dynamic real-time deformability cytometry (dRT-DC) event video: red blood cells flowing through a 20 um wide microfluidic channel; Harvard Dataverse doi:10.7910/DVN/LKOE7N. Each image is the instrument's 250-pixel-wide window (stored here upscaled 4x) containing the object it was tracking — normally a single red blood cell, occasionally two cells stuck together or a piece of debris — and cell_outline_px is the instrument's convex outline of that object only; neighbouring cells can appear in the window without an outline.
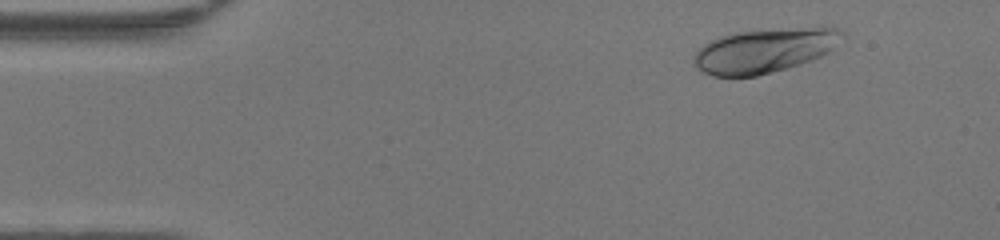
{"species": "human", "species_latin": "Homo sapiens", "temperature_condition": "warm", "stored_images_in_passage": 46, "camera_frame_rate_fps": 3000, "um_per_image_px": 0.085, "donor": {"sex": "female"}, "frame": {"image": 1, "passage_image": 4, "time_ms": 1.0, "image_size_px": [1000, 240], "cell_outline_px": [[844, 32], [832, 48], [828, 52], [812, 60], [800, 64], [756, 76], [712, 76], [696, 68], [692, 64], [692, 56], [704, 44], [720, 36], [732, 32], [816, 24], [836, 28]], "centroid_in_image_um": [64.98, 4.25], "position_along_channel_um": 20.0, "area_um2": 39.02}}
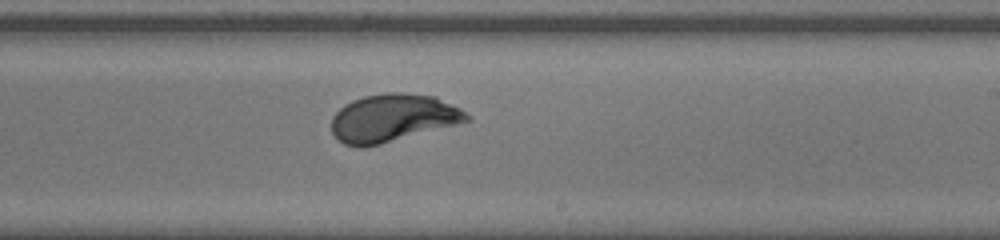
{"frame": {"image": 2, "passage_image": 27, "time_ms": 8.667, "image_size_px": [1000, 240], "cell_outline_px": [[472, 120], [380, 144], [364, 148], [356, 148], [344, 144], [332, 132], [332, 116], [344, 104], [352, 100], [364, 96], [384, 92], [404, 92], [436, 96], [460, 108], [472, 116]], "centroid_in_image_um": [33.39, 10.02], "position_along_channel_um": 255.6, "area_um2": 37.86}}
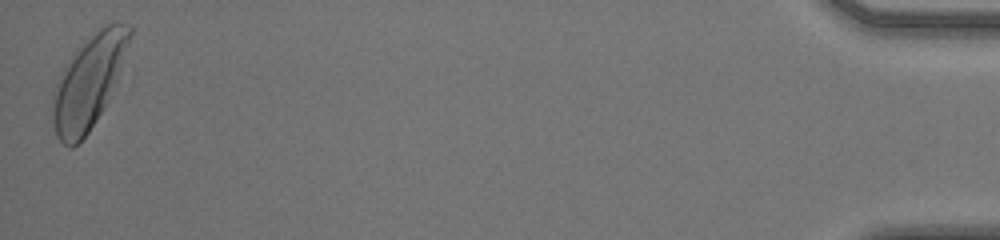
{"frame": {"image": 3, "passage_image": 46, "time_ms": 15.0, "image_size_px": [1000, 240], "cell_outline_px": [[132, 32], [128, 44], [104, 108], [88, 132], [72, 148], [68, 148], [56, 136], [52, 120], [52, 96], [56, 84], [64, 68], [72, 56], [100, 28], [108, 24], [124, 24], [132, 28]], "centroid_in_image_um": [7.48, 7.04], "position_along_channel_um": 427.7, "area_um2": 39.77}, "authors_computed_cell_mechanics": {"area_um2": 37.1076, "velocity_mm_per_s": 4.2813, "shape_relaxation_time_tau1_ms": 2.6402, "shape_relaxation_time_tau2_ms": null, "deformation_change_tau1": 0.1708, "deformation_change_tau2": null}}